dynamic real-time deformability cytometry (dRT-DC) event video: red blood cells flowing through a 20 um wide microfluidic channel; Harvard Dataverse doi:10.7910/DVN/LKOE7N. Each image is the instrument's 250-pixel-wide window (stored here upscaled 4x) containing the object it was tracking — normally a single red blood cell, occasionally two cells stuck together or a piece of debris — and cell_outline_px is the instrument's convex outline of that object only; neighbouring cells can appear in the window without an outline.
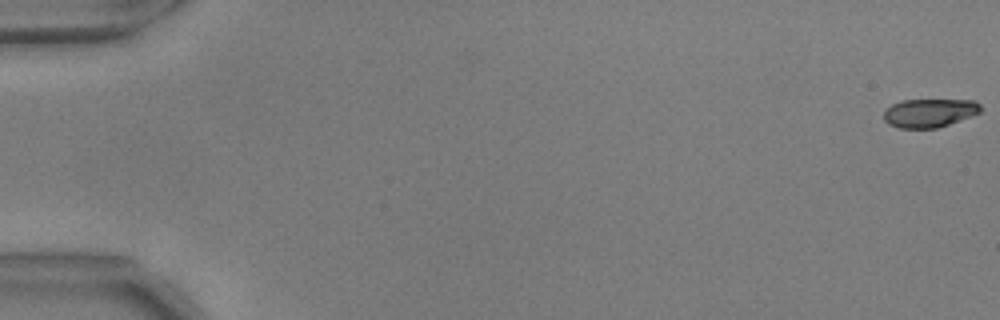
{"species": "common noctule bat (a hibernating species)", "species_latin": "Nyctalus noctula", "temperature_condition": "warm", "stored_images_in_passage": 56, "camera_frame_rate_fps": 3000, "um_per_image_px": 0.085, "animal": {"sex": "male", "body_mass_g": 17.9, "forearm_length_mm": 54.2}, "frame": {"image": 1, "passage_image": 1, "time_ms": 0.0, "image_size_px": [1000, 320], "cell_outline_px": [[980, 112], [948, 124], [936, 128], [900, 128], [888, 124], [884, 120], [884, 112], [892, 104], [904, 100], [976, 100], [980, 104]], "centroid_in_image_um": [78.98, 9.59], "position_along_channel_um": 6.0, "area_um2": 15.9}}
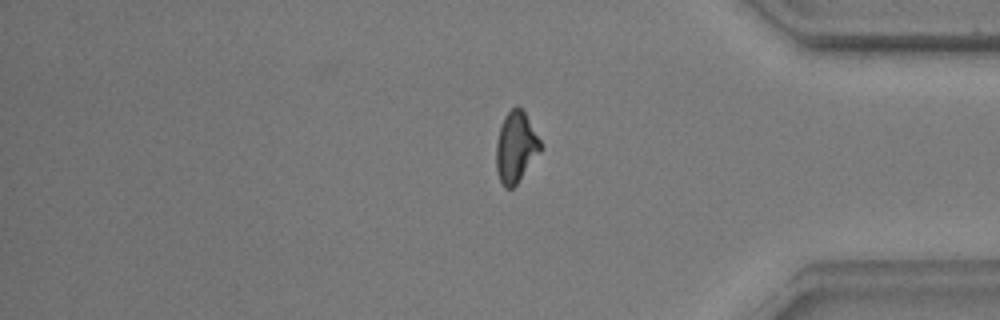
{"frame": {"image": 2, "passage_image": 47, "time_ms": 15.333, "image_size_px": [1000, 320], "cell_outline_px": [[540, 152], [516, 184], [512, 188], [504, 188], [496, 172], [496, 144], [500, 124], [504, 116], [516, 104], [524, 112], [540, 140]], "centroid_in_image_um": [43.81, 12.5], "position_along_channel_um": 391.4, "area_um2": 18.09}}
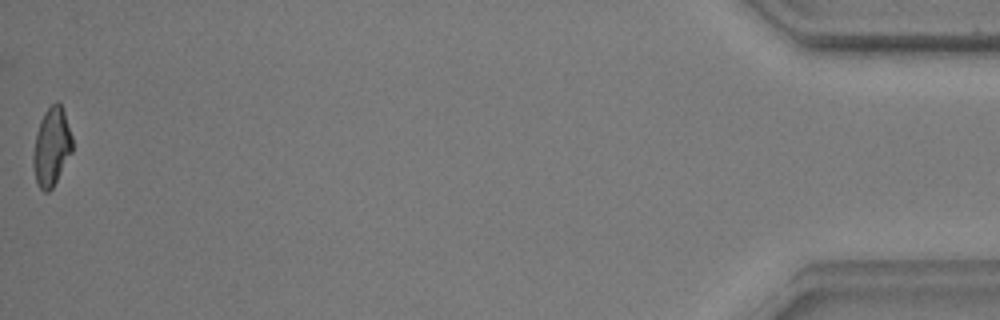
{"frame": {"image": 3, "passage_image": 56, "time_ms": 18.333, "image_size_px": [1000, 320], "cell_outline_px": [[72, 152], [52, 188], [48, 192], [44, 192], [40, 188], [36, 180], [32, 164], [32, 156], [36, 132], [40, 120], [44, 112], [56, 100], [60, 104], [64, 112], [72, 136]], "centroid_in_image_um": [4.37, 12.47], "position_along_channel_um": 430.8, "area_um2": 17.8}, "authors_computed_cell_mechanics": {"area_um2": 18.0914, "velocity_mm_per_s": 3.7037, "shape_relaxation_time_tau1_ms": 6.3898, "shape_relaxation_time_tau2_ms": 2.1635, "deformation_change_tau1": 0.2064, "deformation_change_tau2": 0.0911}}